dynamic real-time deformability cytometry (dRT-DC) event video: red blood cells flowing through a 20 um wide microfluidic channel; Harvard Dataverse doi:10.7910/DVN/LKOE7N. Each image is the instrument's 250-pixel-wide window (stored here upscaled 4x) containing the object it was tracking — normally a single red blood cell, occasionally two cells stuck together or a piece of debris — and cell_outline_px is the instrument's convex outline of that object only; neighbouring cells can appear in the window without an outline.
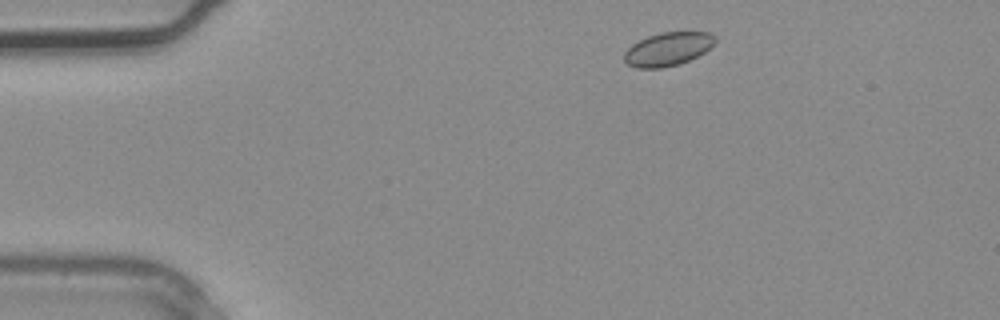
{"species": "common noctule bat (a hibernating species)", "species_latin": "Nyctalus noctula", "temperature_condition": "warm", "stored_images_in_passage": 2, "camera_frame_rate_fps": 3000, "um_per_image_px": 0.085, "animal": {"sex": "male", "body_mass_g": 20.4}, "frame": {"image": 1, "passage_image": 1, "time_ms": 0.0, "image_size_px": [1000, 320], "cell_outline_px": [[716, 40], [704, 52], [680, 64], [660, 68], [636, 68], [628, 64], [624, 60], [624, 52], [632, 44], [648, 36], [660, 32], [708, 32], [716, 36]], "centroid_in_image_um": [56.75, 4.17], "position_along_channel_um": 28.3, "area_um2": 17.57}}